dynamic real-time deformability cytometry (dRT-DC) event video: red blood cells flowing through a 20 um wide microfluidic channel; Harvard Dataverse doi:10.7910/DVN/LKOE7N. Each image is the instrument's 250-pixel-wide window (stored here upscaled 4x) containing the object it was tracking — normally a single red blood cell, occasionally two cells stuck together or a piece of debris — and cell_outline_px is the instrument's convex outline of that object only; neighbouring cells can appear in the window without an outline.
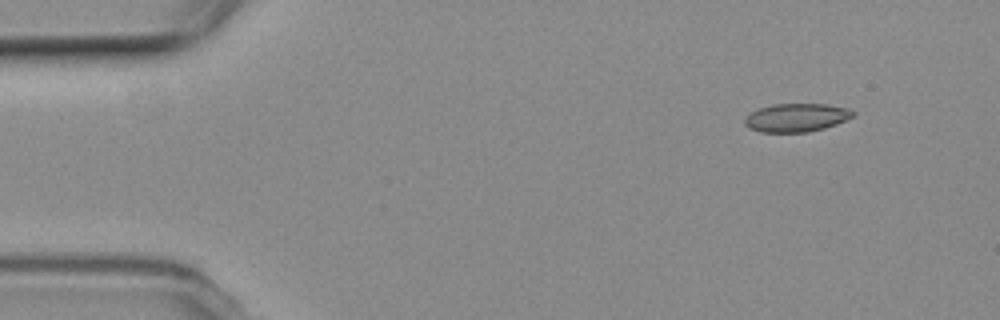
{"species": "common noctule bat (a hibernating species)", "species_latin": "Nyctalus noctula", "temperature_condition": "room temperature", "stored_images_in_passage": 3, "camera_frame_rate_fps": 3000, "um_per_image_px": 0.085, "animal": {"sex": "female", "body_mass_g": 19.3, "forearm_length_mm": 54.1}, "frame": {"image": 1, "passage_image": 1, "time_ms": 0.0, "image_size_px": [1000, 320], "cell_outline_px": [[856, 112], [852, 116], [836, 124], [824, 128], [808, 132], [760, 132], [748, 128], [744, 124], [744, 120], [752, 112], [760, 108], [772, 104], [828, 104], [848, 108]], "centroid_in_image_um": [67.69, 10.0], "position_along_channel_um": 17.3, "area_um2": 17.8}}